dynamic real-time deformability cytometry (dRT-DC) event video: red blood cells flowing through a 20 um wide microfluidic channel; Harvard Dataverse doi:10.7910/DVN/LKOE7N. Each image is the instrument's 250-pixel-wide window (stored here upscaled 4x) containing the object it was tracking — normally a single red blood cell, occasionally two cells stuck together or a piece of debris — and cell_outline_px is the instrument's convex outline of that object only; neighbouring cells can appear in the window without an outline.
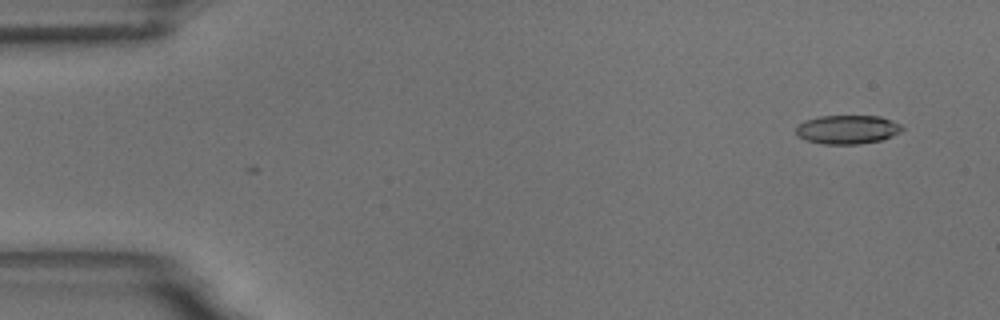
{"species": "common noctule bat (a hibernating species)", "species_latin": "Nyctalus noctula", "temperature_condition": "room temperature", "stored_images_in_passage": 4, "camera_frame_rate_fps": 3000, "um_per_image_px": 0.085, "animal": {"sex": "male", "body_mass_g": 18.8}, "frame": {"image": 1, "passage_image": 4, "time_ms": 1.0, "image_size_px": [1000, 320], "cell_outline_px": [[904, 128], [900, 132], [892, 136], [880, 140], [860, 144], [824, 144], [804, 140], [796, 136], [796, 124], [804, 120], [820, 116], [880, 116], [892, 120], [900, 124]], "centroid_in_image_um": [71.99, 11.01], "position_along_channel_um": 13.0, "area_um2": 18.03}}